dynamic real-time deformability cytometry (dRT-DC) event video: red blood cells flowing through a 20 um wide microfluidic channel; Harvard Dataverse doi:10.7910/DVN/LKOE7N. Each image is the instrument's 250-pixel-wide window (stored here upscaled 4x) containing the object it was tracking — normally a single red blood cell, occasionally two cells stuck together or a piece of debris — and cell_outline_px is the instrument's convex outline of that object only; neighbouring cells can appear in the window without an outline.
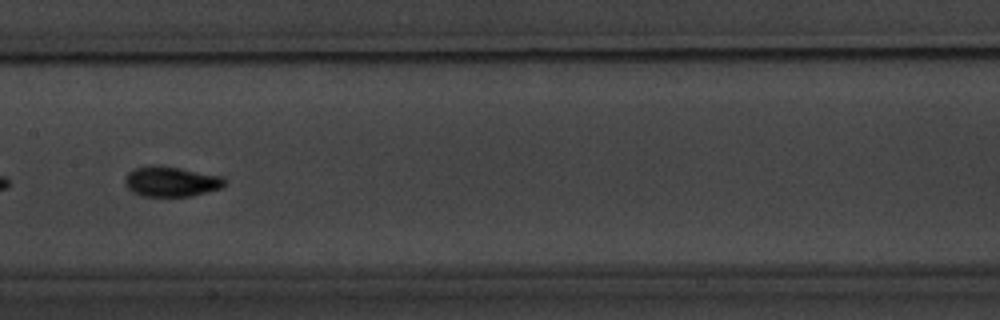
{"species": "common noctule bat (a hibernating species)", "species_latin": "Nyctalus noctula", "temperature_condition": "warm", "stored_images_in_passage": 17, "camera_frame_rate_fps": 3000, "um_per_image_px": 0.085, "animal": {"sex": "male", "body_mass_g": 20.1, "forearm_length_mm": 53.5}, "frame": {"image": 1, "passage_image": 10, "time_ms": 10.333, "image_size_px": [1000, 320], "cell_outline_px": [[224, 184], [220, 188], [192, 196], [144, 196], [132, 192], [124, 184], [124, 180], [128, 172], [132, 168], [152, 164], [156, 164], [180, 168], [220, 176], [224, 180]], "centroid_in_image_um": [14.46, 15.41], "position_along_channel_um": 192.9, "area_um2": 17.51}}
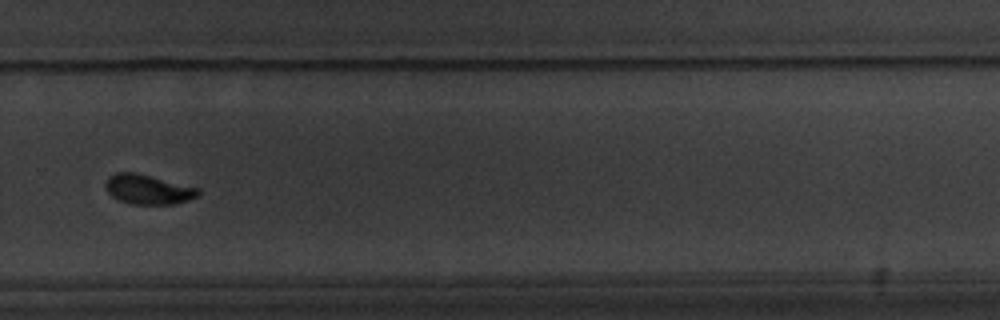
{"frame": {"image": 2, "passage_image": 13, "time_ms": 14.0, "image_size_px": [1000, 320], "cell_outline_px": [[200, 192], [196, 196], [188, 200], [176, 204], [132, 204], [120, 200], [112, 196], [104, 188], [104, 180], [108, 176], [116, 172], [136, 172], [200, 188]], "centroid_in_image_um": [12.55, 16.08], "position_along_channel_um": 317.2, "area_um2": 16.18}}
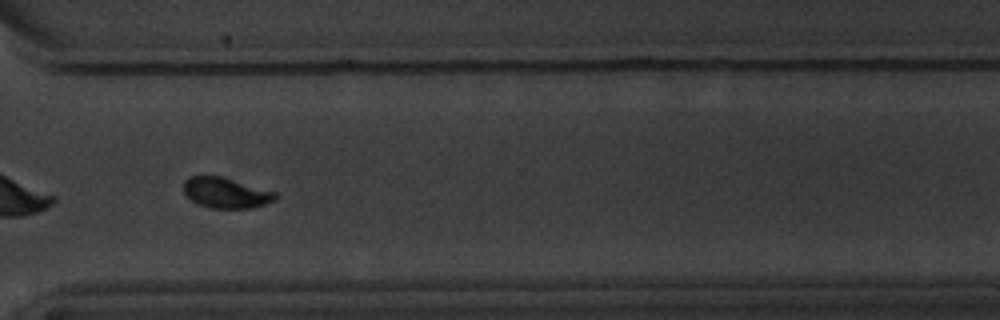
{"frame": {"image": 3, "passage_image": 14, "time_ms": 15.0, "image_size_px": [1000, 320], "cell_outline_px": [[276, 200], [252, 208], [212, 208], [200, 204], [192, 200], [184, 192], [184, 180], [188, 176], [220, 176], [276, 192]], "centroid_in_image_um": [19.2, 16.39], "position_along_channel_um": 351.4, "area_um2": 16.07}, "authors_computed_cell_mechanics": {"area_um2": 16.8198, "velocity_mm_per_s": 3.4107, "shape_relaxation_time_tau1_ms": 2.3215, "shape_relaxation_time_tau2_ms": 1.096, "deformation_change_tau1": 0.1398, "deformation_change_tau2": 0.0419}}